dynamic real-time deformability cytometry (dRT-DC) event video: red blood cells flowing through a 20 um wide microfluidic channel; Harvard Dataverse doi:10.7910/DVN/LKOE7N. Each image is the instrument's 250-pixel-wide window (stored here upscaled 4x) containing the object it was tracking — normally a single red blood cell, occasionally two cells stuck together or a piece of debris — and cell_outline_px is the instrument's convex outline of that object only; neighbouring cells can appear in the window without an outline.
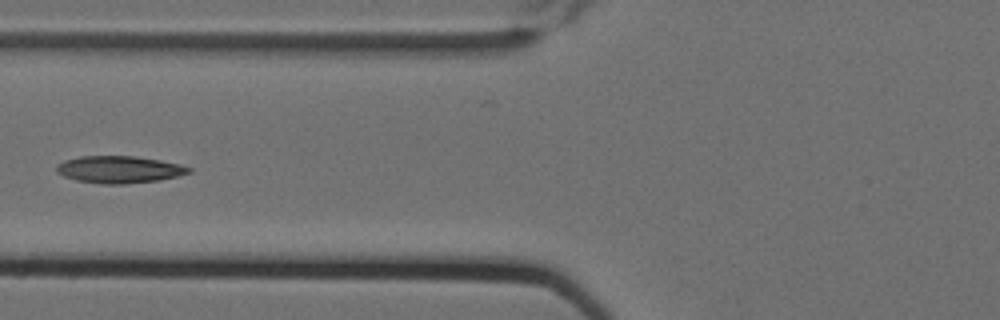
{"species": "Egyptian fruit bat (a non-hibernating species)", "species_latin": "Rousettus aegyptiacus", "temperature_condition": "cold", "stored_images_in_passage": 9, "camera_frame_rate_fps": 3000, "um_per_image_px": 0.085, "animal": {"sex": "female"}, "frame": {"image": 1, "passage_image": 7, "time_ms": 2.0, "image_size_px": [1000, 320], "cell_outline_px": [[192, 172], [160, 180], [124, 184], [104, 184], [76, 180], [64, 176], [56, 172], [56, 168], [64, 160], [80, 156], [136, 156], [160, 160], [180, 164], [192, 168]], "centroid_in_image_um": [10.16, 14.4], "position_along_channel_um": 115.6, "area_um2": 20.87}}
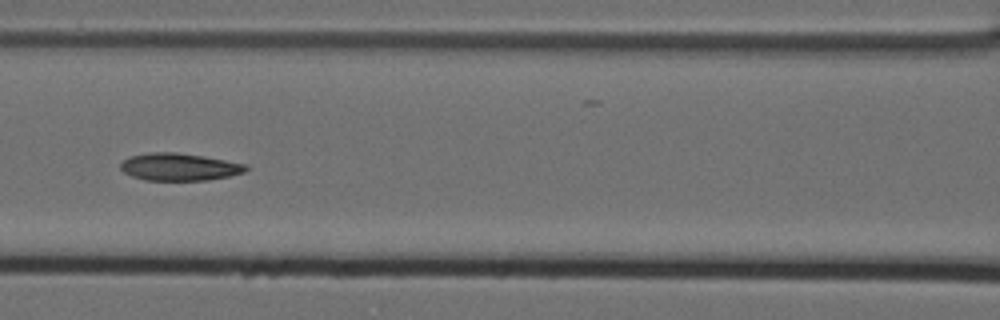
{"frame": {"image": 2, "passage_image": 8, "time_ms": 2.333, "image_size_px": [1000, 320], "cell_outline_px": [[248, 168], [244, 172], [228, 176], [208, 180], [144, 180], [132, 176], [124, 172], [120, 168], [120, 164], [128, 156], [152, 152], [176, 152], [204, 156], [248, 164]], "centroid_in_image_um": [15.24, 14.18], "position_along_channel_um": 151.4, "area_um2": 20.06}}
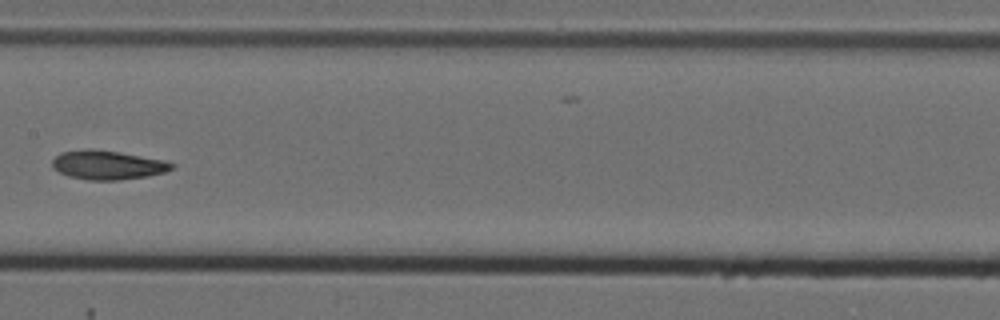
{"frame": {"image": 3, "passage_image": 9, "time_ms": 2.667, "image_size_px": [1000, 320], "cell_outline_px": [[176, 164], [172, 168], [164, 172], [148, 176], [120, 180], [88, 180], [68, 176], [52, 168], [52, 160], [60, 152], [88, 148], [92, 148], [120, 152], [164, 160]], "centroid_in_image_um": [9.13, 14.02], "position_along_channel_um": 198.3, "area_um2": 20.35}}